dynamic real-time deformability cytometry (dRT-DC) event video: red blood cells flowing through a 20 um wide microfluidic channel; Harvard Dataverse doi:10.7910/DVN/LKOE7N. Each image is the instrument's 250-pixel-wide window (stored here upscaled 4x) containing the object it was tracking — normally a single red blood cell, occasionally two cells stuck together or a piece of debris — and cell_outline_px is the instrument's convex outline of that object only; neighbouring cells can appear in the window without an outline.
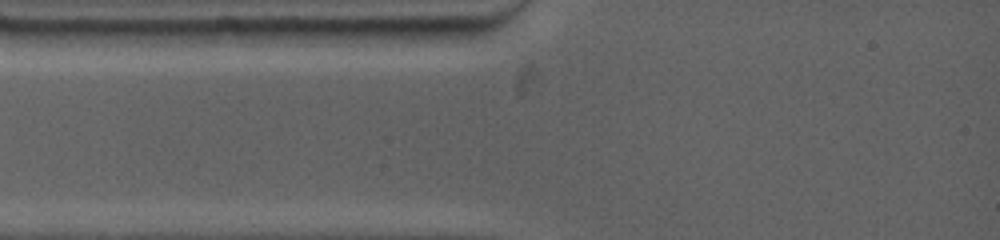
{"species": "common noctule bat (a hibernating species)", "species_latin": "Nyctalus noctula", "temperature_condition": "warm", "stored_images_in_passage": 3, "camera_frame_rate_fps": 4500, "um_per_image_px": 0.085, "animal": {"sex": "female", "body_mass_g": 19.0, "forearm_length_mm": 53.3}, "frame": {"image": 1, "passage_image": 1, "time_ms": 0.0, "image_size_px": [1000, 240], "cell_outline_px": [[484, 32], [468, 44], [368, 44], [344, 32], [344, 28], [484, 28]], "centroid_in_image_um": [35.31, 3.02], "position_along_channel_um": 49.7, "area_um2": 14.45}}